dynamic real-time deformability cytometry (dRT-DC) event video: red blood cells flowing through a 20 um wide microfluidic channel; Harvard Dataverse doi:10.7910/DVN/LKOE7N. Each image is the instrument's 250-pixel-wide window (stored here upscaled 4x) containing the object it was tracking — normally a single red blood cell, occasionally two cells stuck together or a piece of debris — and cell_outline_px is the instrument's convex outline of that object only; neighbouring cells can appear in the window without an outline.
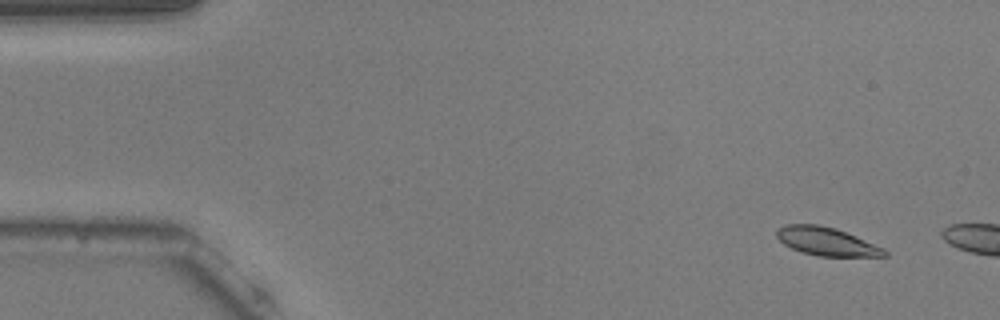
{"species": "common noctule bat (a hibernating species)", "species_latin": "Nyctalus noctula", "temperature_condition": "warm", "stored_images_in_passage": 15, "camera_frame_rate_fps": 3000, "um_per_image_px": 0.085, "animal": {"sex": "male", "body_mass_g": 20.5, "forearm_length_mm": 52.5}, "frame": {"image": 1, "passage_image": 5, "time_ms": 1.333, "image_size_px": [1000, 320], "cell_outline_px": [[888, 256], [816, 256], [800, 252], [784, 244], [776, 236], [776, 228], [784, 224], [816, 224], [836, 228], [856, 236], [884, 248], [888, 252]], "centroid_in_image_um": [70.23, 20.52], "position_along_channel_um": 14.8, "area_um2": 17.86}}